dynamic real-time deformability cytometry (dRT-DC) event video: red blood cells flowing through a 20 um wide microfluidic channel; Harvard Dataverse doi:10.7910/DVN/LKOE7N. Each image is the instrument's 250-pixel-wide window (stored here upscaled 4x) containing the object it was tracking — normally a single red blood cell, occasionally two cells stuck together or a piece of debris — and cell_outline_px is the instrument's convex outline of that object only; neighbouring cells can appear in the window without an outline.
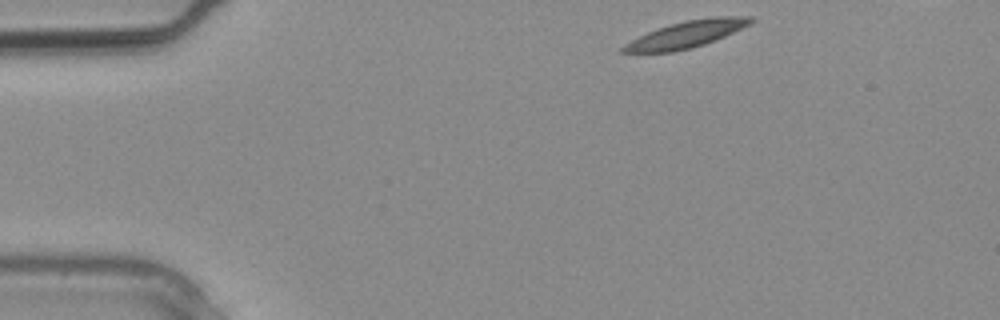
{"species": "common noctule bat (a hibernating species)", "species_latin": "Nyctalus noctula", "temperature_condition": "warm", "stored_images_in_passage": 3, "camera_frame_rate_fps": 3000, "um_per_image_px": 0.085, "animal": {"sex": "male", "body_mass_g": 20.4}, "frame": {"image": 1, "passage_image": 1, "time_ms": 0.0, "image_size_px": [1000, 320], "cell_outline_px": [[756, 20], [716, 40], [692, 48], [672, 52], [620, 52], [620, 48], [624, 44], [648, 32], [684, 20], [716, 16], [752, 16]], "centroid_in_image_um": [58.35, 2.91], "position_along_channel_um": 26.6, "area_um2": 19.54}}